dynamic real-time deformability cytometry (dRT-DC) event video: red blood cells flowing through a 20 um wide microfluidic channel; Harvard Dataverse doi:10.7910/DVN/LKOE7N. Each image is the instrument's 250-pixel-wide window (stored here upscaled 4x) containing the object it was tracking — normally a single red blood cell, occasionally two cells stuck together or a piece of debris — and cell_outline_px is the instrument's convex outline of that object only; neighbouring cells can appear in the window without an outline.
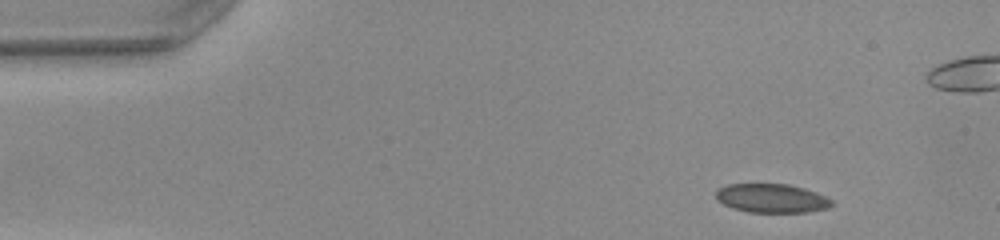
{"species": "common noctule bat (a hibernating species)", "species_latin": "Nyctalus noctula", "temperature_condition": "warm", "stored_images_in_passage": 10, "camera_frame_rate_fps": 3000, "um_per_image_px": 0.085, "animal": {"sex": "female", "body_mass_g": 22.0, "forearm_length_mm": 56.7}, "frame": {"image": 1, "passage_image": 1, "time_ms": 0.0, "image_size_px": [1000, 240], "cell_outline_px": [[832, 204], [828, 208], [808, 212], [748, 212], [732, 208], [716, 200], [716, 192], [720, 188], [728, 184], [788, 184], [804, 188], [816, 192], [832, 200]], "centroid_in_image_um": [65.58, 16.85], "position_along_channel_um": 19.4, "area_um2": 19.42}}